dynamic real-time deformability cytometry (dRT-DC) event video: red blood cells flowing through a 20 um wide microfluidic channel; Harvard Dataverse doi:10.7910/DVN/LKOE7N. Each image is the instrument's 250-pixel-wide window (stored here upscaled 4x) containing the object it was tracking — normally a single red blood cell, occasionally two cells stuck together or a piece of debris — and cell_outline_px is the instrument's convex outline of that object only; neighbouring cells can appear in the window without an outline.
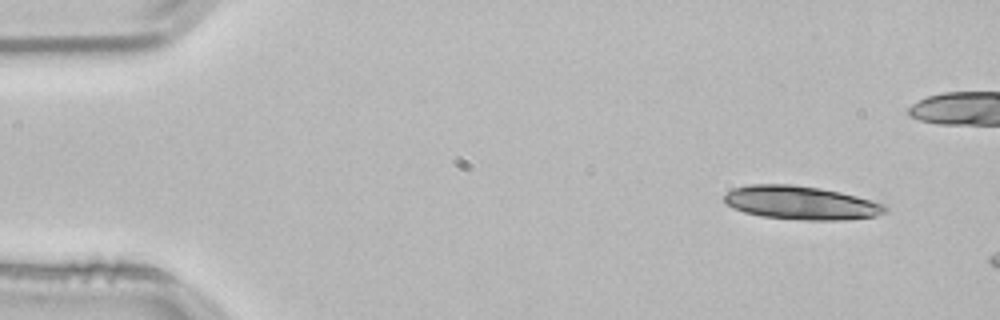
{"species": "common noctule bat (a hibernating species)", "species_latin": "Nyctalus noctula", "temperature_condition": "room temperature", "stored_images_in_passage": 7, "camera_frame_rate_fps": 3000, "um_per_image_px": 0.085, "animal": {"sex": "male", "body_mass_g": 21.5, "forearm_length_mm": 52.0}, "frame": {"image": 1, "passage_image": 1, "time_ms": 0.0, "image_size_px": [1000, 320], "cell_outline_px": [[888, 208], [884, 212], [876, 216], [840, 220], [804, 220], [760, 216], [744, 212], [732, 208], [724, 200], [724, 192], [732, 188], [748, 184], [792, 184], [820, 188], [840, 192], [872, 200], [884, 204]], "centroid_in_image_um": [68.03, 17.23], "position_along_channel_um": 17.0, "area_um2": 31.56}}